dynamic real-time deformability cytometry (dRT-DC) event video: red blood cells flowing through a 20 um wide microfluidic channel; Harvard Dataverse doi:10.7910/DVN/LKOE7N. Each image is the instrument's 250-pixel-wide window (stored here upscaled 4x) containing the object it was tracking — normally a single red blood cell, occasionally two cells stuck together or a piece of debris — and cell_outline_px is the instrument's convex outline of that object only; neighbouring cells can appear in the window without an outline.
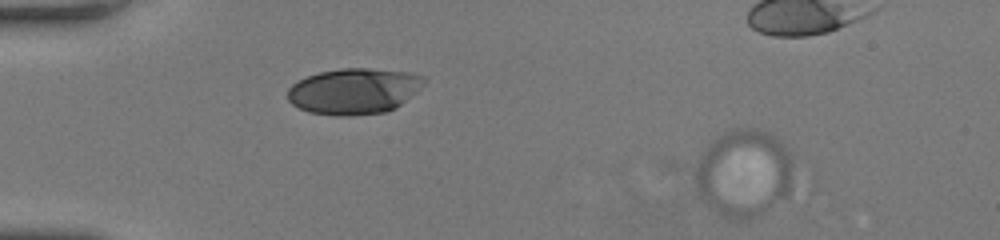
{"species": "human", "species_latin": "Homo sapiens", "temperature_condition": "room temperature", "stored_images_in_passage": 3, "camera_frame_rate_fps": 3000, "um_per_image_px": 0.085, "donor": {"sex": "female"}, "frame": {"image": 1, "passage_image": 3, "time_ms": 0.667, "image_size_px": [1000, 240], "cell_outline_px": [[792, 168], [788, 196], [760, 216], [748, 220], [732, 220], [720, 216], [700, 200], [696, 196], [692, 172], [692, 168], [708, 144], [712, 140], [724, 132], [732, 128], [756, 128], [768, 132], [776, 136], [784, 144], [792, 156]], "centroid_in_image_um": [63.16, 14.75], "position_along_channel_um": 21.8, "area_um2": 51.85}}